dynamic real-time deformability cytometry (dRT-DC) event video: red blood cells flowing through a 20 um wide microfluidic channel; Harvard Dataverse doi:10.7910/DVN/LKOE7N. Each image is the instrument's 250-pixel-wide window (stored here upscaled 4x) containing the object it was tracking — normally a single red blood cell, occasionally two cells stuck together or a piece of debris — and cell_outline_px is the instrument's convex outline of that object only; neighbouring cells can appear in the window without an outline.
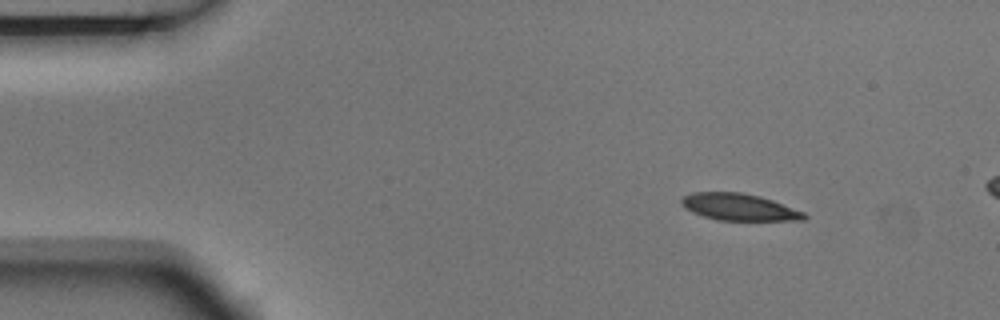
{"species": "Egyptian fruit bat (a non-hibernating species)", "species_latin": "Rousettus aegyptiacus", "temperature_condition": "room temperature", "stored_images_in_passage": 3, "camera_frame_rate_fps": 3000, "um_per_image_px": 0.085, "animal": {"sex": "male"}, "frame": {"image": 1, "passage_image": 1, "time_ms": 0.0, "image_size_px": [1000, 320], "cell_outline_px": [[808, 216], [804, 220], [716, 220], [692, 212], [684, 208], [680, 204], [680, 200], [684, 196], [692, 192], [740, 192], [760, 196], [772, 200], [804, 212]], "centroid_in_image_um": [62.79, 17.6], "position_along_channel_um": 22.2, "area_um2": 19.19}}